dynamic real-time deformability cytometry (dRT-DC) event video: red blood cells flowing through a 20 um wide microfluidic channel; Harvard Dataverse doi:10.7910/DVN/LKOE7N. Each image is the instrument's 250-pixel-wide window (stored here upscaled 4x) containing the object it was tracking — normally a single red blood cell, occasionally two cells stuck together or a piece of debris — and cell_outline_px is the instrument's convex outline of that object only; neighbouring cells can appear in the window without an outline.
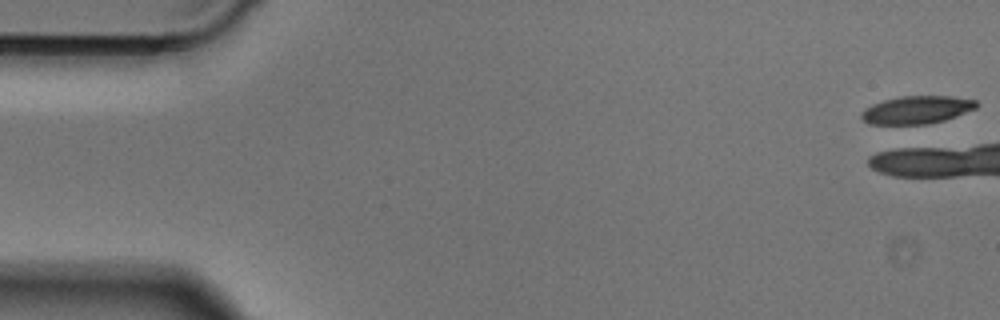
{"species": "Egyptian fruit bat (a non-hibernating species)", "species_latin": "Rousettus aegyptiacus", "temperature_condition": "cold", "stored_images_in_passage": 2, "camera_frame_rate_fps": 3000, "um_per_image_px": 0.085, "animal": {"sex": "male"}, "frame": {"image": 1, "passage_image": 1, "time_ms": 0.0, "image_size_px": [1000, 320], "cell_outline_px": [[980, 104], [976, 108], [956, 116], [944, 120], [928, 124], [868, 124], [860, 116], [860, 112], [864, 108], [872, 104], [884, 100], [900, 96], [952, 96], [976, 100]], "centroid_in_image_um": [77.92, 9.33], "position_along_channel_um": 7.1, "area_um2": 18.79}}